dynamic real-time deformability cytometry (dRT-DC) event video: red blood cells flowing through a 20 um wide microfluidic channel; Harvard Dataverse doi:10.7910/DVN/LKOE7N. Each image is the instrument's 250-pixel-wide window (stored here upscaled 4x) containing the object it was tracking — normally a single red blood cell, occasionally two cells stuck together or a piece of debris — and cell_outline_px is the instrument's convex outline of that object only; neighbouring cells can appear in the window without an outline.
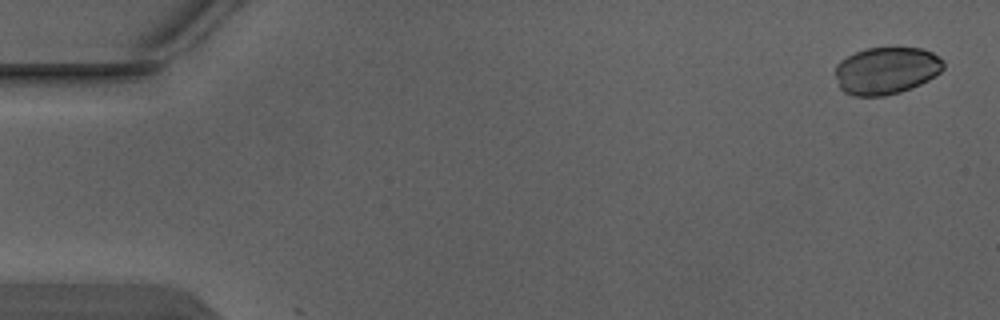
{"species": "Egyptian fruit bat (a non-hibernating species)", "species_latin": "Rousettus aegyptiacus", "temperature_condition": "warm", "stored_images_in_passage": 3, "camera_frame_rate_fps": 3000, "um_per_image_px": 0.085, "animal": {"sex": "male"}, "frame": {"image": 1, "passage_image": 1, "time_ms": 0.0, "image_size_px": [1000, 320], "cell_outline_px": [[944, 68], [940, 72], [928, 80], [920, 84], [900, 92], [884, 96], [852, 96], [844, 92], [840, 88], [836, 76], [836, 64], [840, 60], [864, 48], [924, 48], [932, 52], [944, 60]], "centroid_in_image_um": [75.34, 6.0], "position_along_channel_um": 9.7, "area_um2": 29.82}}